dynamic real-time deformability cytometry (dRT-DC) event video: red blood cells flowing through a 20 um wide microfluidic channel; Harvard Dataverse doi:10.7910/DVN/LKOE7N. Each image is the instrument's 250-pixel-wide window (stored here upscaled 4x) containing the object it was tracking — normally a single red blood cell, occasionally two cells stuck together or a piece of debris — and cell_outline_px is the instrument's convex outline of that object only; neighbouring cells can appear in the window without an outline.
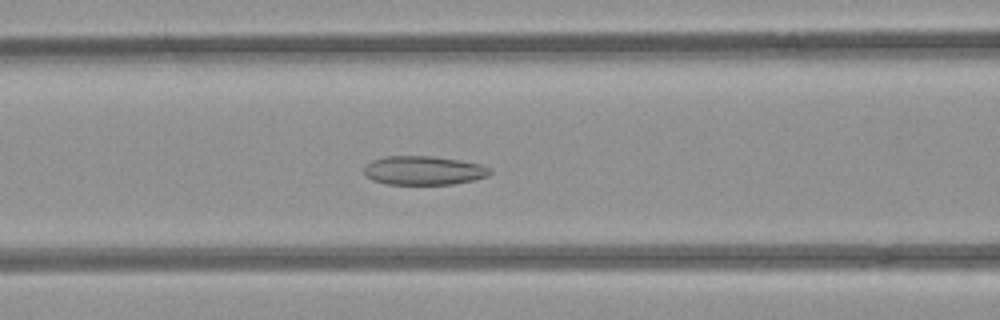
{"species": "common noctule bat (a hibernating species)", "species_latin": "Nyctalus noctula", "temperature_condition": "room temperature", "stored_images_in_passage": 53, "camera_frame_rate_fps": 3000, "um_per_image_px": 0.085, "animal": {"sex": "female", "body_mass_g": 21.9}, "frame": {"image": 1, "passage_image": 21, "time_ms": 6.667, "image_size_px": [1000, 320], "cell_outline_px": [[492, 172], [488, 176], [472, 180], [452, 184], [388, 184], [372, 180], [364, 172], [364, 168], [372, 160], [384, 156], [436, 156], [460, 160], [480, 164], [488, 168]], "centroid_in_image_um": [36.01, 14.48], "position_along_channel_um": 130.6, "area_um2": 21.1}}
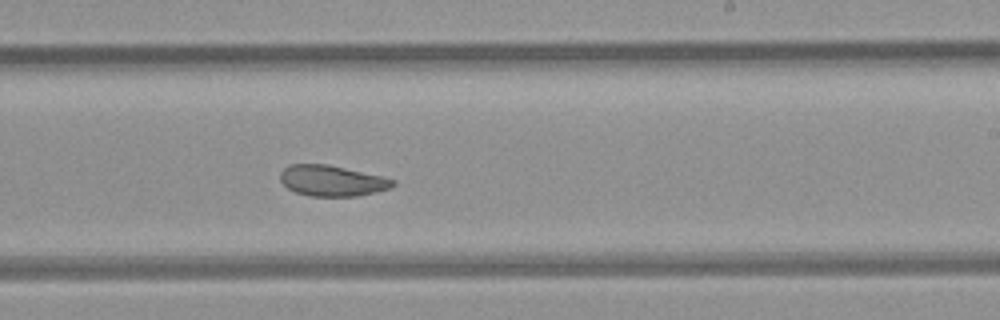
{"frame": {"image": 2, "passage_image": 31, "time_ms": 10.0, "image_size_px": [1000, 320], "cell_outline_px": [[396, 184], [392, 188], [376, 192], [356, 196], [308, 196], [296, 192], [288, 188], [280, 180], [280, 172], [288, 164], [328, 164], [384, 176], [396, 180]], "centroid_in_image_um": [28.25, 15.35], "position_along_channel_um": 260.7, "area_um2": 20.46}}
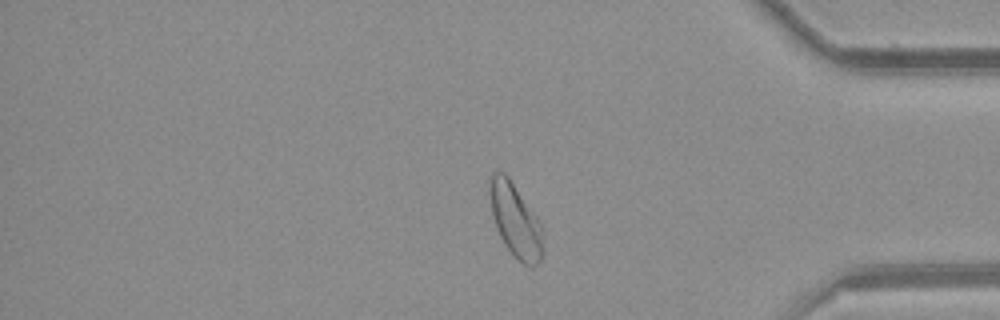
{"frame": {"image": 3, "passage_image": 43, "time_ms": 14.0, "image_size_px": [1000, 320], "cell_outline_px": [[544, 248], [540, 260], [532, 268], [528, 268], [516, 260], [504, 244], [496, 228], [492, 216], [488, 188], [492, 172], [504, 172], [508, 176], [540, 220]], "centroid_in_image_um": [43.81, 18.76], "position_along_channel_um": 391.4, "area_um2": 23.29}, "authors_computed_cell_mechanics": {"area_um2": 24.5072, "velocity_mm_per_s": 3.9086, "shape_relaxation_time_tau1_ms": null, "shape_relaxation_time_tau2_ms": 2.4237, "deformation_change_tau1": null, "deformation_change_tau2": 0.0766}}